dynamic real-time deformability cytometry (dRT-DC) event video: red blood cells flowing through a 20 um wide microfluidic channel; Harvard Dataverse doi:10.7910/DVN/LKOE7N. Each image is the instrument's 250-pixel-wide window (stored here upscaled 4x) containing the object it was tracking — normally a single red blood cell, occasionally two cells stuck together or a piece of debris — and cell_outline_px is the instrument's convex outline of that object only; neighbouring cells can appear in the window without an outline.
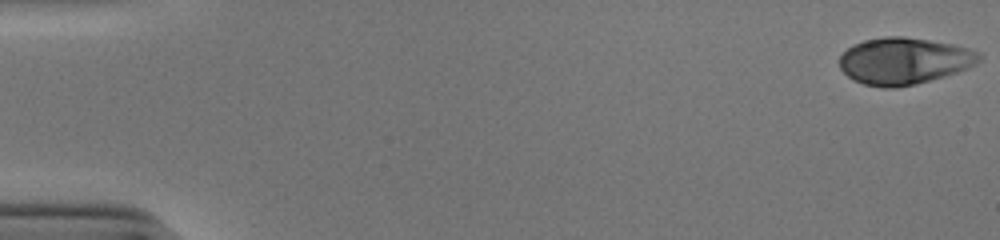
{"species": "human", "species_latin": "Homo sapiens", "temperature_condition": "cold", "stored_images_in_passage": 51, "camera_frame_rate_fps": 3000, "um_per_image_px": 0.085, "donor": {"sex": "male"}, "frame": {"image": 1, "passage_image": 1, "time_ms": 0.0, "image_size_px": [1000, 240], "cell_outline_px": [[980, 60], [976, 64], [968, 68], [944, 76], [916, 84], [896, 88], [884, 88], [864, 84], [852, 80], [840, 68], [840, 56], [852, 44], [864, 40], [884, 36], [904, 36], [952, 44], [968, 48], [980, 52]], "centroid_in_image_um": [76.83, 5.18], "position_along_channel_um": 8.2, "area_um2": 38.09}}
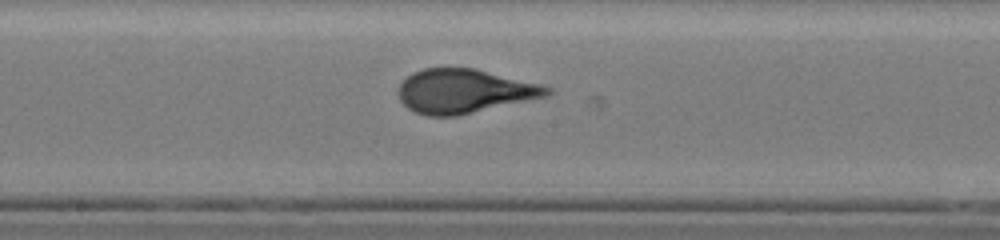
{"frame": {"image": 2, "passage_image": 29, "time_ms": 9.333, "image_size_px": [1000, 240], "cell_outline_px": [[552, 92], [548, 96], [456, 116], [428, 116], [416, 112], [408, 108], [400, 100], [396, 92], [400, 84], [412, 72], [424, 68], [476, 68], [544, 84], [552, 88]], "centroid_in_image_um": [39.49, 7.74], "position_along_channel_um": 208.7, "area_um2": 38.44}}
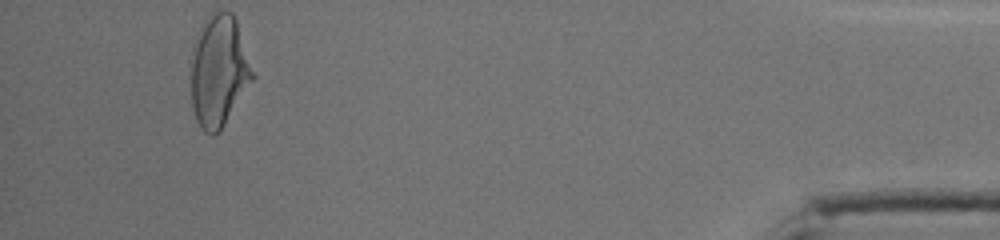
{"frame": {"image": 3, "passage_image": 50, "time_ms": 16.333, "image_size_px": [1000, 240], "cell_outline_px": [[256, 76], [220, 128], [212, 136], [204, 132], [200, 128], [196, 120], [192, 108], [188, 72], [188, 60], [196, 36], [204, 20], [216, 12], [232, 12], [236, 20]], "centroid_in_image_um": [18.54, 6.03], "position_along_channel_um": 416.7, "area_um2": 40.58}, "authors_computed_cell_mechanics": {"area_um2": 37.8012, "velocity_mm_per_s": 3.897, "shape_relaxation_time_tau1_ms": 4.8129, "shape_relaxation_time_tau2_ms": null, "deformation_change_tau1": 0.2323, "deformation_change_tau2": null}}